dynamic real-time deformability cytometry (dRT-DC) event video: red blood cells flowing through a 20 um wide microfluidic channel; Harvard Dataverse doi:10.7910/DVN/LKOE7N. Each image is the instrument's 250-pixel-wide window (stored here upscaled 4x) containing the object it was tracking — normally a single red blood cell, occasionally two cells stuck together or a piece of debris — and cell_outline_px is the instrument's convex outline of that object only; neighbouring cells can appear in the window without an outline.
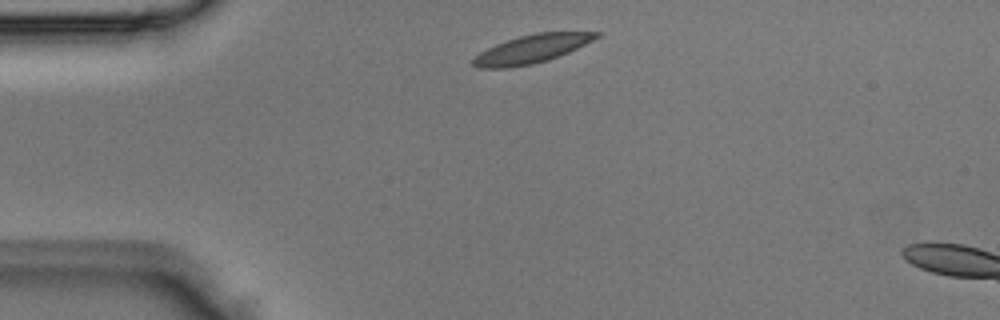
{"species": "Egyptian fruit bat (a non-hibernating species)", "species_latin": "Rousettus aegyptiacus", "temperature_condition": "room temperature", "stored_images_in_passage": 2, "camera_frame_rate_fps": 3000, "um_per_image_px": 0.085, "animal": {"sex": "male"}, "frame": {"image": 1, "passage_image": 1, "time_ms": 0.0, "image_size_px": [1000, 320], "cell_outline_px": [[604, 32], [600, 36], [568, 52], [548, 60], [532, 64], [508, 68], [476, 68], [472, 64], [472, 60], [480, 52], [496, 44], [520, 36], [536, 32]], "centroid_in_image_um": [45.18, 4.16], "position_along_channel_um": 39.8, "area_um2": 20.11}}